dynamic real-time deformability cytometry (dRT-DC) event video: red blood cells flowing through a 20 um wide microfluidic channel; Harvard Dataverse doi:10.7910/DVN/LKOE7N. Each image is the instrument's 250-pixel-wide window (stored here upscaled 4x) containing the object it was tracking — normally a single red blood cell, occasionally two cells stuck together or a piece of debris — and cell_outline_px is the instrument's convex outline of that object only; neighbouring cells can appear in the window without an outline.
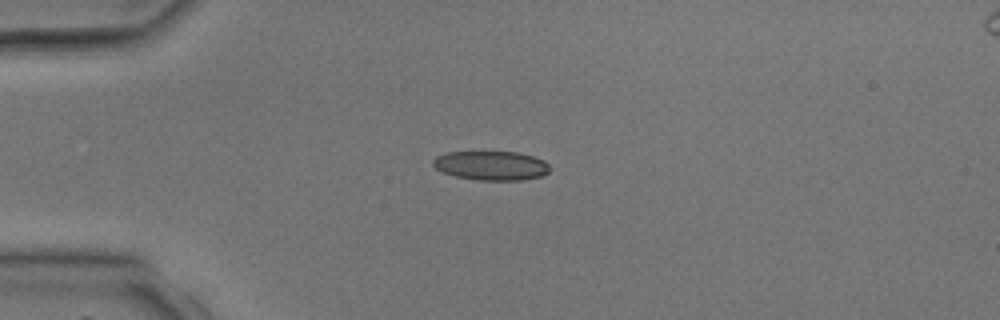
{"species": "common noctule bat (a hibernating species)", "species_latin": "Nyctalus noctula", "temperature_condition": "room temperature", "stored_images_in_passage": 2, "camera_frame_rate_fps": 3000, "um_per_image_px": 0.085, "animal": {"sex": "male", "body_mass_g": 17.9, "forearm_length_mm": 54.2}, "frame": {"image": 1, "passage_image": 1, "time_ms": 0.0, "image_size_px": [1000, 320], "cell_outline_px": [[548, 172], [540, 176], [520, 180], [476, 180], [456, 176], [444, 172], [436, 168], [432, 164], [432, 160], [436, 156], [448, 152], [516, 152], [532, 156], [544, 160], [548, 164]], "centroid_in_image_um": [41.73, 14.07], "position_along_channel_um": 43.3, "area_um2": 19.65}}